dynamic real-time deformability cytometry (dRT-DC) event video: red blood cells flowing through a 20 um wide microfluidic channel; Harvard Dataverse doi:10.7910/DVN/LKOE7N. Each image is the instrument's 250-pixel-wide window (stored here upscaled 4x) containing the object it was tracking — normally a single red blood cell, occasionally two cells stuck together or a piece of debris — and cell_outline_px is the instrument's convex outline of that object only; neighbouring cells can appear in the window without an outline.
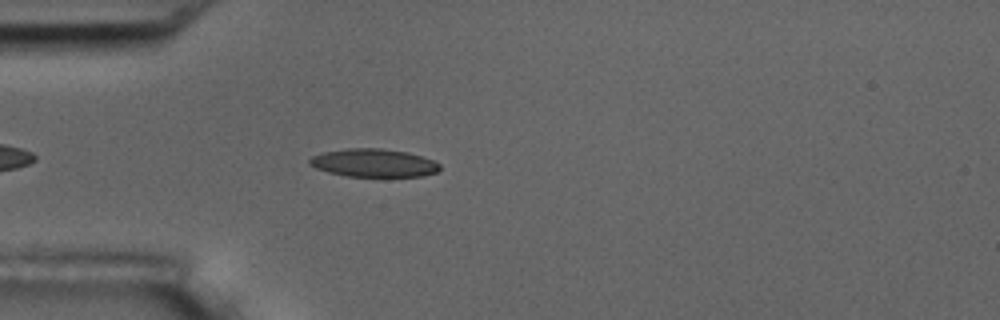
{"species": "common noctule bat (a hibernating species)", "species_latin": "Nyctalus noctula", "temperature_condition": "room temperature", "stored_images_in_passage": 38, "camera_frame_rate_fps": 3000, "um_per_image_px": 0.085, "animal": {"sex": "male", "body_mass_g": 17.5, "forearm_length_mm": 52.3}, "frame": {"image": 1, "passage_image": 6, "time_ms": 1.667, "image_size_px": [1000, 320], "cell_outline_px": [[440, 168], [436, 172], [424, 176], [348, 176], [328, 172], [316, 168], [308, 164], [308, 160], [312, 156], [324, 152], [348, 148], [380, 148], [408, 152], [432, 160], [440, 164]], "centroid_in_image_um": [31.75, 13.84], "position_along_channel_um": 53.3, "area_um2": 21.21}}
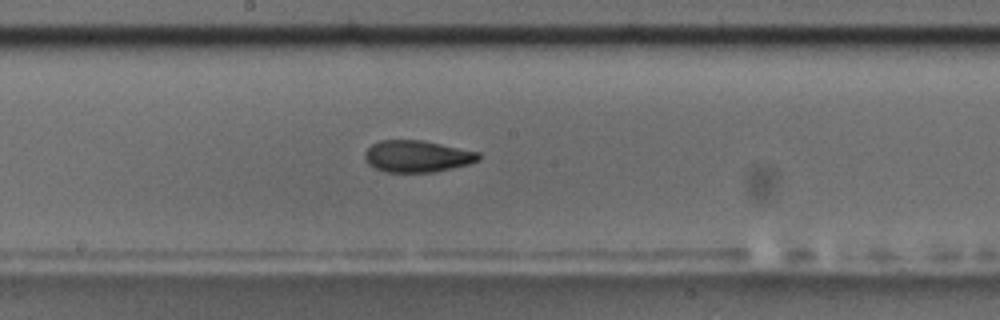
{"frame": {"image": 2, "passage_image": 20, "time_ms": 6.333, "image_size_px": [1000, 320], "cell_outline_px": [[480, 160], [468, 164], [436, 172], [384, 172], [368, 164], [364, 160], [364, 152], [372, 144], [380, 140], [424, 140], [480, 152]], "centroid_in_image_um": [35.45, 13.28], "position_along_channel_um": 212.7, "area_um2": 21.27}}
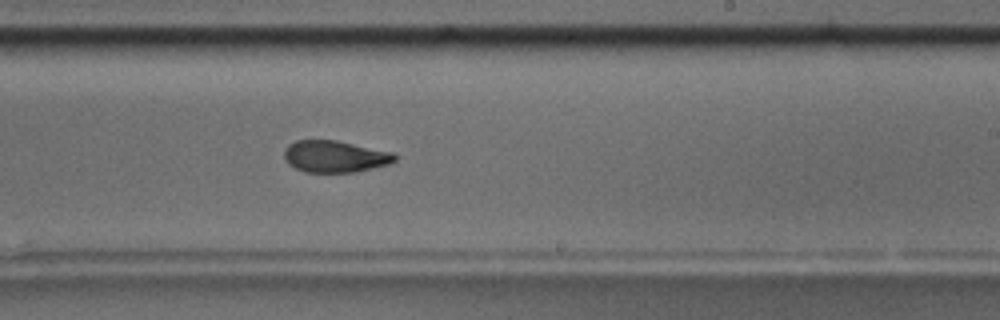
{"frame": {"image": 3, "passage_image": 24, "time_ms": 7.667, "image_size_px": [1000, 320], "cell_outline_px": [[396, 160], [388, 164], [356, 172], [304, 172], [288, 164], [284, 160], [284, 148], [288, 144], [296, 140], [336, 140], [392, 152], [396, 156]], "centroid_in_image_um": [28.42, 13.3], "position_along_channel_um": 260.6, "area_um2": 20.52}, "authors_computed_cell_mechanics": {"area_um2": 21.1548, "velocity_mm_per_s": 3.5963, "shape_relaxation_time_tau1_ms": 7.3515, "shape_relaxation_time_tau2_ms": 3.1235, "deformation_change_tau1": 0.1735, "deformation_change_tau2": 0.0836}}